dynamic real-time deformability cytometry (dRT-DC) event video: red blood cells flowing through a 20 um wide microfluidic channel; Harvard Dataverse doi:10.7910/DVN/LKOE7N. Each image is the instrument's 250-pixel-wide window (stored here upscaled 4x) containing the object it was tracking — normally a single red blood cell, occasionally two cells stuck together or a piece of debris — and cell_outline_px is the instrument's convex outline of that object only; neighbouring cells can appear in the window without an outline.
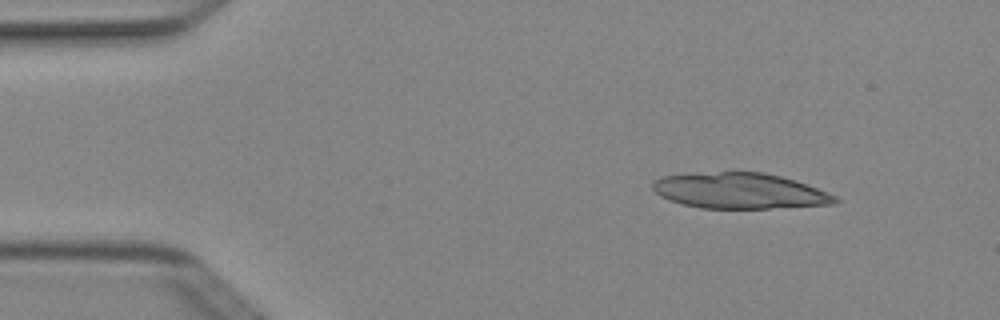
{"species": "Egyptian fruit bat (a non-hibernating species)", "species_latin": "Rousettus aegyptiacus", "temperature_condition": "cold", "stored_images_in_passage": 4, "camera_frame_rate_fps": 3000, "um_per_image_px": 0.085, "animal": {"sex": "female"}, "frame": {"image": 1, "passage_image": 2, "time_ms": 0.333, "image_size_px": [1000, 320], "cell_outline_px": [[840, 200], [836, 204], [768, 208], [700, 208], [680, 204], [668, 200], [660, 196], [652, 188], [652, 184], [660, 176], [720, 172], [764, 172], [796, 180], [836, 196]], "centroid_in_image_um": [62.87, 16.23], "position_along_channel_um": 22.1, "area_um2": 37.8}}